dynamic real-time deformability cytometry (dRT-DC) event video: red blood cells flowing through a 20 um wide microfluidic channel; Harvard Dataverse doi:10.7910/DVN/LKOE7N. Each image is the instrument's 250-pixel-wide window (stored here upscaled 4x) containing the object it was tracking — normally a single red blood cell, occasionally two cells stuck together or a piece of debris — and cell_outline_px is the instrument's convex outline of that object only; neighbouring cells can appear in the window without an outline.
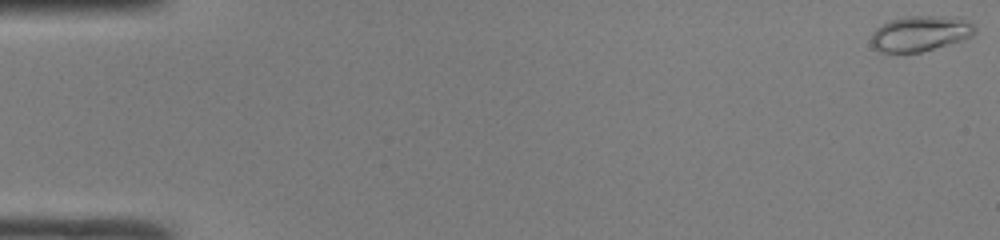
{"species": "common noctule bat (a hibernating species)", "species_latin": "Nyctalus noctula", "temperature_condition": "room temperature", "stored_images_in_passage": 49, "camera_frame_rate_fps": 3000, "um_per_image_px": 0.085, "animal": {"sex": "male", "body_mass_g": 19.0, "forearm_length_mm": 50.8}, "frame": {"image": 1, "passage_image": 1, "time_ms": 0.0, "image_size_px": [1000, 240], "cell_outline_px": [[976, 32], [972, 36], [948, 44], [920, 52], [880, 52], [872, 48], [872, 32], [876, 28], [892, 20], [908, 16], [960, 16], [972, 24], [976, 28]], "centroid_in_image_um": [78.24, 2.84], "position_along_channel_um": 6.8, "area_um2": 21.33}}
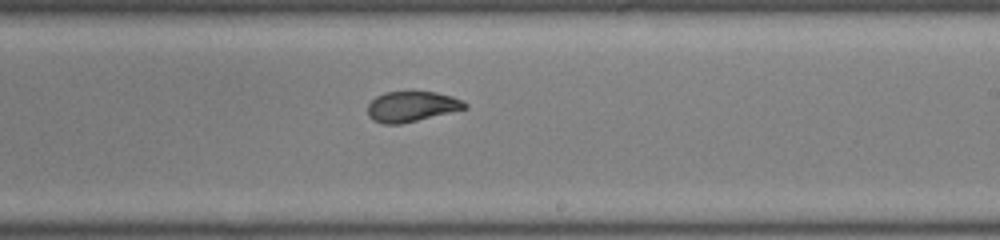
{"frame": {"image": 2, "passage_image": 30, "time_ms": 9.667, "image_size_px": [1000, 240], "cell_outline_px": [[468, 108], [400, 124], [384, 124], [372, 120], [368, 116], [368, 104], [376, 96], [384, 92], [436, 92], [452, 96], [468, 104]], "centroid_in_image_um": [34.97, 9.05], "position_along_channel_um": 254.0, "area_um2": 17.11}}
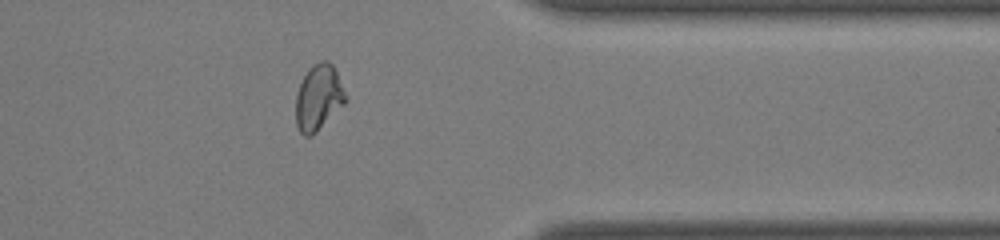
{"frame": {"image": 3, "passage_image": 40, "time_ms": 13.0, "image_size_px": [1000, 240], "cell_outline_px": [[344, 104], [312, 136], [304, 136], [300, 132], [296, 124], [296, 96], [300, 84], [308, 68], [312, 64], [320, 60], [328, 60], [332, 64], [336, 72], [344, 92]], "centroid_in_image_um": [27.04, 8.28], "position_along_channel_um": 384.4, "area_um2": 18.73}, "authors_computed_cell_mechanics": {"area_um2": 18.6116, "velocity_mm_per_s": 4.2203, "shape_relaxation_time_tau1_ms": 4.233, "shape_relaxation_time_tau2_ms": 0.8021, "deformation_change_tau1": 0.1527, "deformation_change_tau2": 0.0371}}